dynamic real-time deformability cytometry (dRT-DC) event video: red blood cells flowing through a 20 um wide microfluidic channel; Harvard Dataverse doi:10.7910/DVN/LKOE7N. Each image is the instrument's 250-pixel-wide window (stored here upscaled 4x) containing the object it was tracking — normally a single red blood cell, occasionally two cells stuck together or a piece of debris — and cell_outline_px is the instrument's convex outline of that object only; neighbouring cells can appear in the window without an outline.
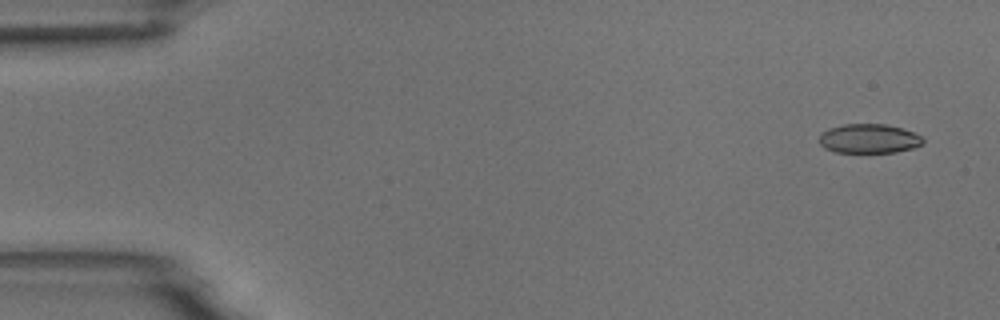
{"species": "common noctule bat (a hibernating species)", "species_latin": "Nyctalus noctula", "temperature_condition": "room temperature", "stored_images_in_passage": 6, "camera_frame_rate_fps": 3000, "um_per_image_px": 0.085, "animal": {"sex": "male", "body_mass_g": 18.8}, "frame": {"image": 1, "passage_image": 1, "time_ms": 0.0, "image_size_px": [1000, 320], "cell_outline_px": [[924, 144], [912, 148], [896, 152], [836, 152], [824, 148], [820, 144], [820, 132], [828, 128], [844, 124], [884, 124], [900, 128], [912, 132], [920, 136], [924, 140]], "centroid_in_image_um": [73.83, 11.78], "position_along_channel_um": 11.2, "area_um2": 17.63}}
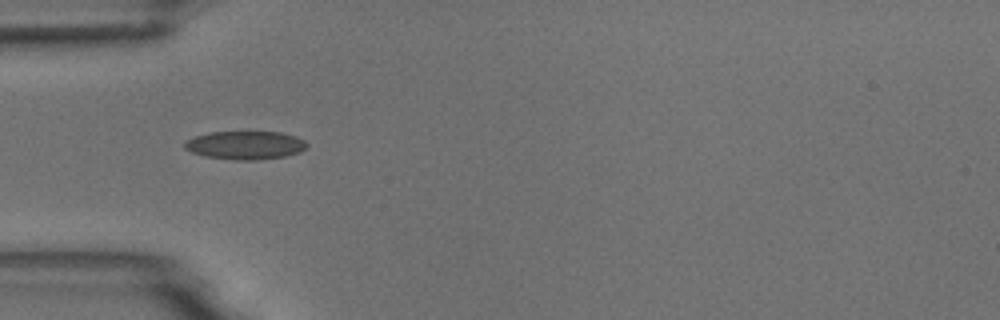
{"frame": {"image": 2, "passage_image": 5, "time_ms": 4.667, "image_size_px": [1000, 320], "cell_outline_px": [[308, 144], [300, 152], [284, 156], [256, 160], [236, 160], [204, 156], [192, 152], [184, 148], [184, 144], [188, 140], [196, 136], [208, 132], [280, 132], [296, 136], [304, 140]], "centroid_in_image_um": [20.85, 12.34], "position_along_channel_um": 64.1, "area_um2": 20.06}}